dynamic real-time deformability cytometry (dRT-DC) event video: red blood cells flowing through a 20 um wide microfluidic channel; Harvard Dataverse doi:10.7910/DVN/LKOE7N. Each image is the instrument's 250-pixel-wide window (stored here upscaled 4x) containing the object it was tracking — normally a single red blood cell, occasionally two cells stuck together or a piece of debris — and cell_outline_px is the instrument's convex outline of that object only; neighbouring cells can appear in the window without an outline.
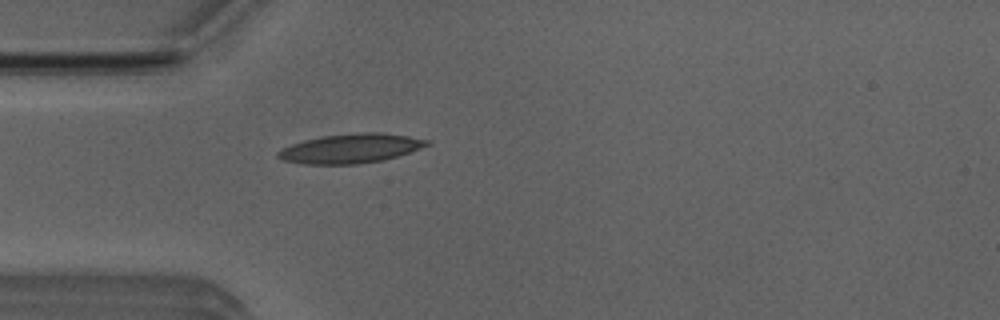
{"species": "Egyptian fruit bat (a non-hibernating species)", "species_latin": "Rousettus aegyptiacus", "temperature_condition": "room temperature", "stored_images_in_passage": 32, "camera_frame_rate_fps": 3000, "um_per_image_px": 0.085, "animal": {"sex": "male"}, "frame": {"image": 1, "passage_image": 1, "time_ms": 0.0, "image_size_px": [1000, 320], "cell_outline_px": [[432, 144], [384, 160], [356, 164], [304, 164], [284, 160], [276, 156], [276, 152], [292, 144], [304, 140], [320, 136], [360, 132], [384, 132], [432, 140]], "centroid_in_image_um": [29.84, 12.6], "position_along_channel_um": 55.2, "area_um2": 25.49}}
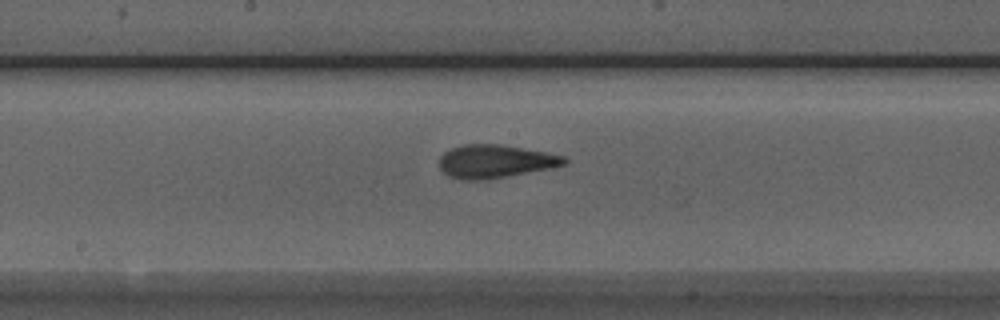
{"frame": {"image": 2, "passage_image": 13, "time_ms": 4.0, "image_size_px": [1000, 320], "cell_outline_px": [[568, 164], [548, 168], [504, 176], [480, 180], [460, 180], [448, 176], [440, 168], [440, 156], [444, 152], [452, 148], [464, 144], [500, 144], [544, 152], [564, 156], [568, 160]], "centroid_in_image_um": [42.05, 13.71], "position_along_channel_um": 206.1, "area_um2": 23.81}}
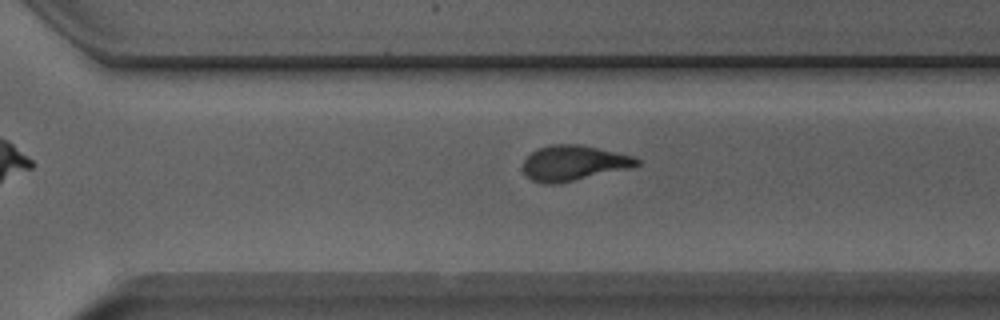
{"frame": {"image": 3, "passage_image": 22, "time_ms": 7.0, "image_size_px": [1000, 320], "cell_outline_px": [[640, 164], [628, 168], [560, 184], [540, 184], [532, 180], [524, 172], [524, 160], [536, 148], [552, 144], [580, 144], [632, 156], [640, 160]], "centroid_in_image_um": [48.72, 13.86], "position_along_channel_um": 321.9, "area_um2": 23.29}, "authors_computed_cell_mechanics": {"area_um2": 23.5824, "velocity_mm_per_s": 3.874, "shape_relaxation_time_tau1_ms": 7.6531, "shape_relaxation_time_tau2_ms": 1.7706, "deformation_change_tau1": 0.2537, "deformation_change_tau2": 0.1068}}